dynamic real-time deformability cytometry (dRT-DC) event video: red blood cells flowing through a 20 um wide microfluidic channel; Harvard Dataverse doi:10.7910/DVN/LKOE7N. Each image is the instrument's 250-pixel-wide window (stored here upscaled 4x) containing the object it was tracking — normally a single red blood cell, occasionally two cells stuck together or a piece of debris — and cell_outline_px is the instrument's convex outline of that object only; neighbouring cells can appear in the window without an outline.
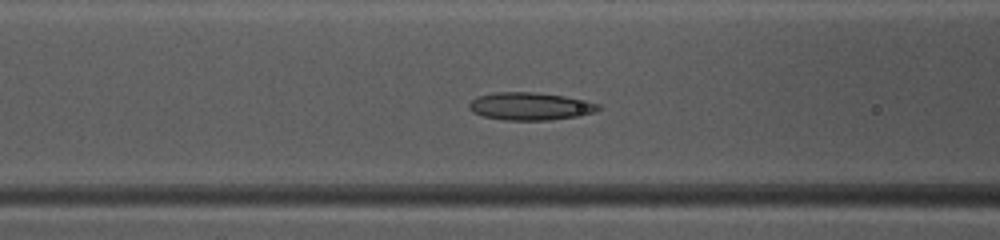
{"species": "common noctule bat (a hibernating species)", "species_latin": "Nyctalus noctula", "temperature_condition": "warm", "stored_images_in_passage": 36, "camera_frame_rate_fps": 3000, "um_per_image_px": 0.085, "animal": {"sex": "female", "body_mass_g": 10.0, "forearm_length_mm": 53.1}, "frame": {"image": 1, "passage_image": 7, "time_ms": 2.0, "image_size_px": [1000, 240], "cell_outline_px": [[600, 108], [596, 112], [580, 116], [548, 120], [508, 120], [484, 116], [472, 112], [468, 108], [468, 104], [476, 96], [496, 92], [532, 92], [564, 96], [588, 100], [600, 104]], "centroid_in_image_um": [45.09, 9.03], "position_along_channel_um": 121.5, "area_um2": 20.98}}
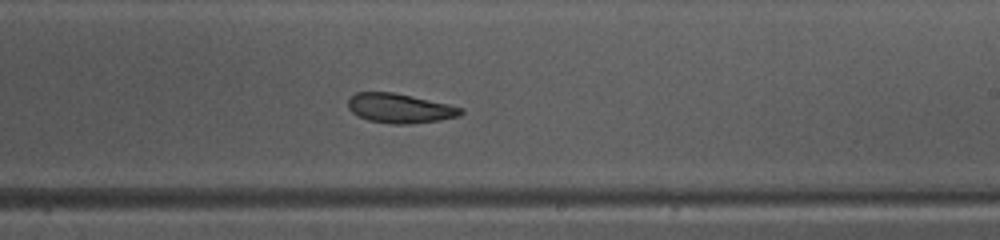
{"frame": {"image": 2, "passage_image": 17, "time_ms": 5.333, "image_size_px": [1000, 240], "cell_outline_px": [[464, 112], [460, 116], [440, 120], [408, 124], [392, 124], [368, 120], [352, 112], [348, 108], [348, 100], [356, 92], [392, 92], [448, 104], [464, 108]], "centroid_in_image_um": [34.0, 9.21], "position_along_channel_um": 255.0, "area_um2": 19.25}}
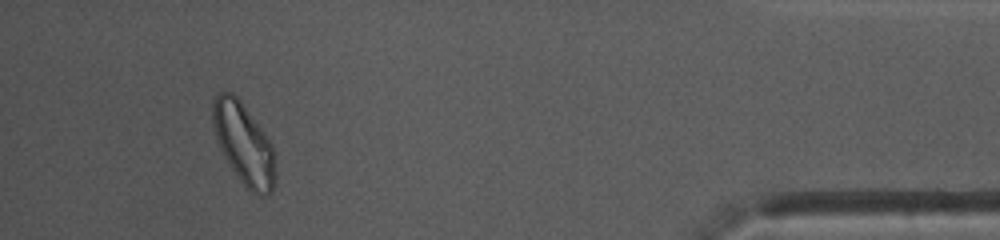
{"frame": {"image": 3, "passage_image": 33, "time_ms": 10.667, "image_size_px": [1000, 240], "cell_outline_px": [[276, 180], [272, 192], [268, 196], [256, 196], [240, 180], [228, 164], [216, 140], [212, 124], [212, 100], [220, 92], [232, 92], [240, 100], [272, 144], [276, 172]], "centroid_in_image_um": [20.72, 12.25], "position_along_channel_um": 414.5, "area_um2": 29.77}, "authors_computed_cell_mechanics": {"area_um2": 20.4612, "velocity_mm_per_s": 4.0055, "shape_relaxation_time_tau1_ms": 3.5594, "shape_relaxation_time_tau2_ms": 1.9763, "deformation_change_tau1": 0.1326, "deformation_change_tau2": 0.0749}}